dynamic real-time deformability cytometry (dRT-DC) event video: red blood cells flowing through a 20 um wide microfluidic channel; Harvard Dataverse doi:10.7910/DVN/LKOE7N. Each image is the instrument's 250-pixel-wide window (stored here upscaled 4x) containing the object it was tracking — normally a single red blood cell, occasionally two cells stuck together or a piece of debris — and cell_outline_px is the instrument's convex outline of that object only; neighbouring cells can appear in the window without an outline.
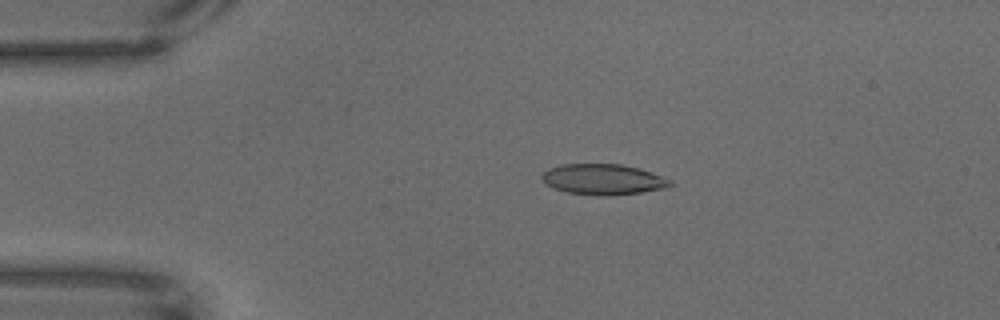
{"species": "common noctule bat (a hibernating species)", "species_latin": "Nyctalus noctula", "temperature_condition": "warm", "stored_images_in_passage": 54, "camera_frame_rate_fps": 3000, "um_per_image_px": 0.085, "animal": {"sex": "male", "body_mass_g": 18.8}, "frame": {"image": 1, "passage_image": 1, "time_ms": 0.0, "image_size_px": [1000, 320], "cell_outline_px": [[672, 184], [668, 188], [640, 192], [608, 196], [596, 196], [568, 192], [544, 184], [540, 176], [548, 168], [560, 164], [620, 164], [636, 168], [672, 180]], "centroid_in_image_um": [51.22, 15.25], "position_along_channel_um": 33.8, "area_um2": 22.83}}
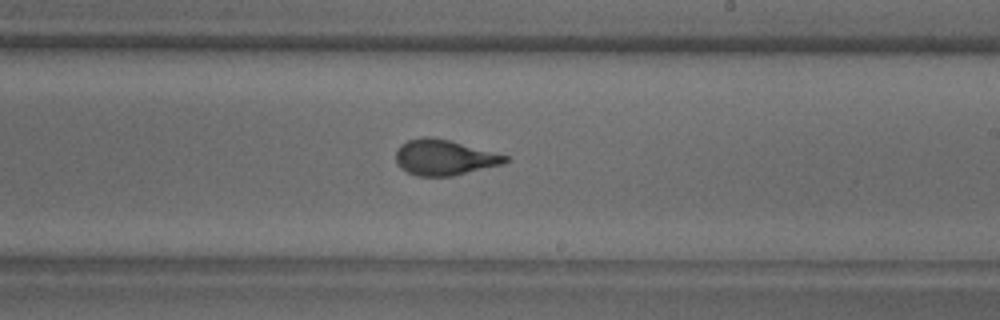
{"frame": {"image": 2, "passage_image": 27, "time_ms": 8.667, "image_size_px": [1000, 320], "cell_outline_px": [[512, 160], [504, 164], [452, 176], [416, 176], [400, 168], [396, 164], [396, 148], [400, 144], [408, 140], [424, 136], [432, 136], [452, 140], [508, 156]], "centroid_in_image_um": [37.76, 13.37], "position_along_channel_um": 251.2, "area_um2": 23.06}}
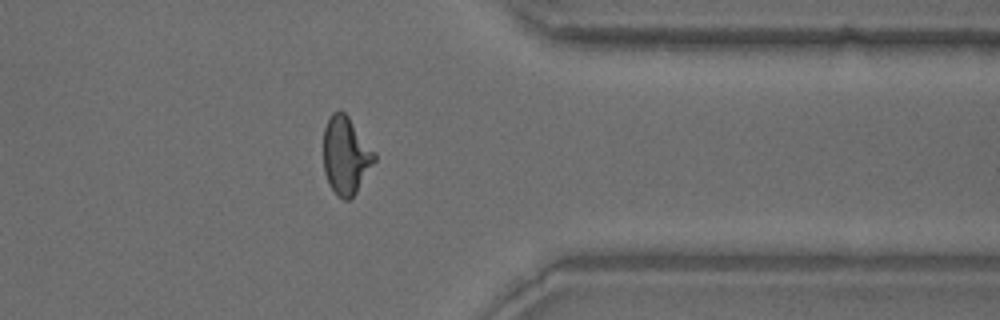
{"frame": {"image": 3, "passage_image": 41, "time_ms": 13.333, "image_size_px": [1000, 320], "cell_outline_px": [[376, 160], [356, 192], [348, 200], [344, 200], [328, 184], [324, 172], [324, 128], [332, 112], [340, 108], [348, 116], [376, 152]], "centroid_in_image_um": [29.4, 13.18], "position_along_channel_um": 382.0, "area_um2": 23.0}}